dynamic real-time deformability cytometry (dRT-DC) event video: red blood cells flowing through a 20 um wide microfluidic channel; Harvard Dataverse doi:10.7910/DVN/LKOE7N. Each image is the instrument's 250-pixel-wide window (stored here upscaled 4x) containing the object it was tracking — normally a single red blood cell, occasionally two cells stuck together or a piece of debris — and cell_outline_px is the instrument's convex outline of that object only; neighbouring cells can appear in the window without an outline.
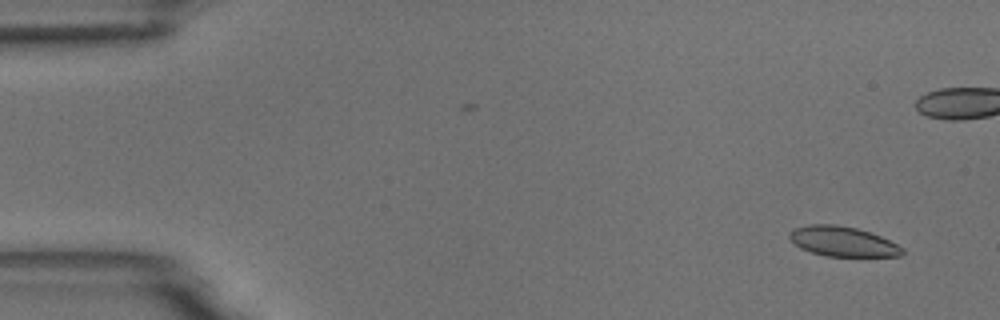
{"species": "common noctule bat (a hibernating species)", "species_latin": "Nyctalus noctula", "temperature_condition": "room temperature", "stored_images_in_passage": 5, "camera_frame_rate_fps": 3000, "um_per_image_px": 0.085, "animal": {"sex": "male", "body_mass_g": 18.8}, "frame": {"image": 1, "passage_image": 1, "time_ms": 0.0, "image_size_px": [1000, 320], "cell_outline_px": [[904, 252], [900, 256], [824, 256], [800, 248], [788, 236], [788, 232], [792, 228], [808, 224], [836, 224], [856, 228], [880, 236], [904, 248]], "centroid_in_image_um": [71.59, 20.51], "position_along_channel_um": 13.4, "area_um2": 19.65}}